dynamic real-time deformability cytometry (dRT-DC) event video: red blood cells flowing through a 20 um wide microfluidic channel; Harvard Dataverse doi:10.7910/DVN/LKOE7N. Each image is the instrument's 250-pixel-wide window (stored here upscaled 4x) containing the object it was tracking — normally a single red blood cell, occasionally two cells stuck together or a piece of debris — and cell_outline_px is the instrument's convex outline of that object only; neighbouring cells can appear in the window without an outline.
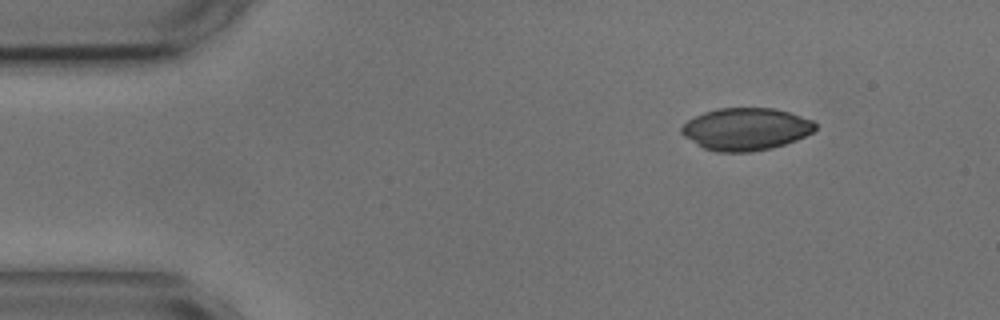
{"species": "common noctule bat (a hibernating species)", "species_latin": "Nyctalus noctula", "temperature_condition": "cold", "stored_images_in_passage": 4, "camera_frame_rate_fps": 3000, "um_per_image_px": 0.085, "animal": {"sex": "male", "body_mass_g": 17.9, "forearm_length_mm": 54.2}, "frame": {"image": 1, "passage_image": 1, "time_ms": 0.0, "image_size_px": [1000, 320], "cell_outline_px": [[816, 128], [812, 132], [796, 140], [772, 148], [752, 152], [716, 152], [704, 148], [684, 136], [680, 132], [680, 128], [688, 120], [704, 112], [716, 108], [776, 108], [812, 120], [816, 124]], "centroid_in_image_um": [63.39, 10.97], "position_along_channel_um": 21.6, "area_um2": 32.95}}